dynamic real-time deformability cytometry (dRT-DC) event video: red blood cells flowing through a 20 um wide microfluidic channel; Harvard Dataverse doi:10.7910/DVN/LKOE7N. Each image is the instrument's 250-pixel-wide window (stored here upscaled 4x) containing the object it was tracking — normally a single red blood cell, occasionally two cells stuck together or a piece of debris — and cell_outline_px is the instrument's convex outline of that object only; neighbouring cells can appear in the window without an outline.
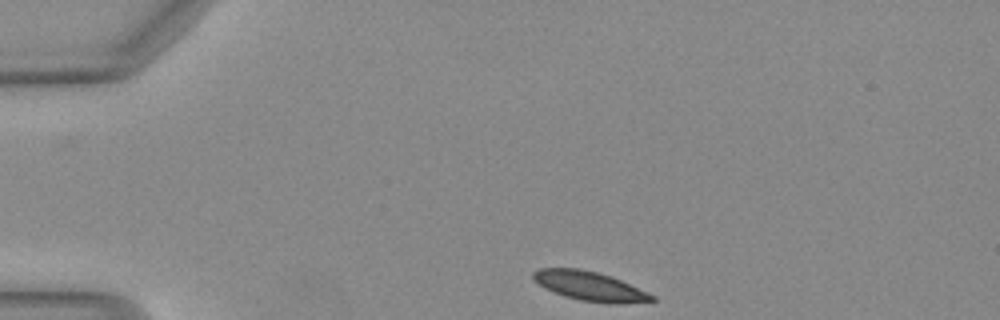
{"species": "Egyptian fruit bat (a non-hibernating species)", "species_latin": "Rousettus aegyptiacus", "temperature_condition": "warm", "stored_images_in_passage": 37, "camera_frame_rate_fps": 3000, "um_per_image_px": 0.085, "animal": {"sex": "female"}, "frame": {"image": 1, "passage_image": 1, "time_ms": 0.0, "image_size_px": [1000, 320], "cell_outline_px": [[656, 300], [624, 304], [608, 304], [580, 300], [564, 296], [552, 292], [544, 288], [532, 280], [532, 272], [540, 268], [580, 268], [596, 272], [620, 280], [648, 292], [656, 296]], "centroid_in_image_um": [50.1, 24.33], "position_along_channel_um": 34.9, "area_um2": 20.4}}
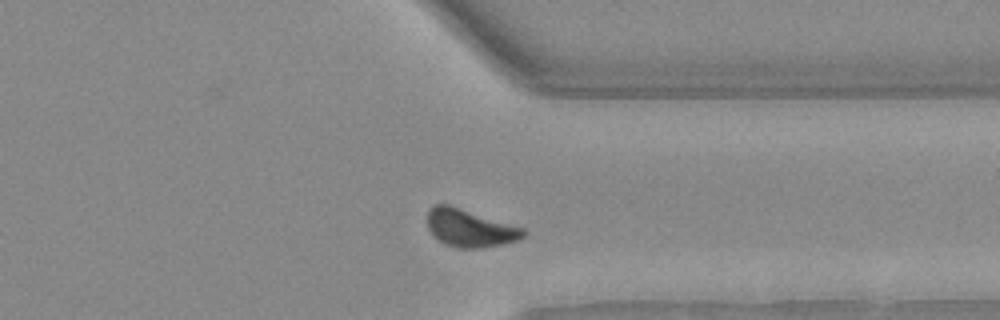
{"frame": {"image": 2, "passage_image": 30, "time_ms": 9.667, "image_size_px": [1000, 320], "cell_outline_px": [[528, 232], [520, 240], [504, 244], [480, 248], [456, 248], [440, 240], [428, 228], [428, 212], [436, 204], [448, 204], [524, 228]], "centroid_in_image_um": [40.0, 19.4], "position_along_channel_um": 371.4, "area_um2": 20.81}}
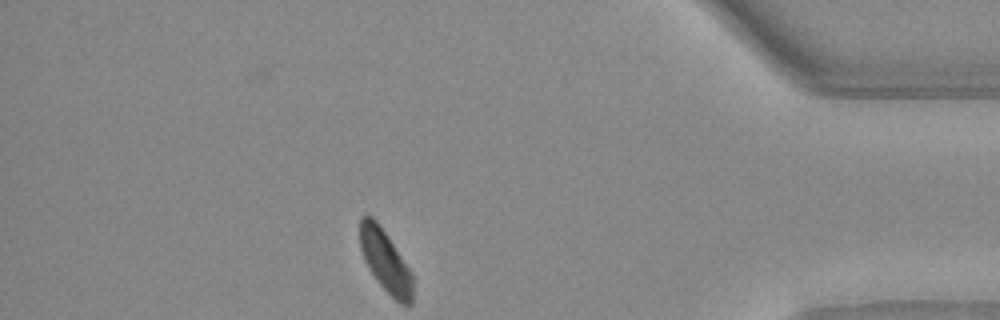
{"frame": {"image": 3, "passage_image": 35, "time_ms": 11.333, "image_size_px": [1000, 320], "cell_outline_px": [[412, 304], [400, 304], [376, 280], [368, 268], [364, 260], [360, 248], [360, 216], [372, 216], [376, 220], [412, 272]], "centroid_in_image_um": [32.74, 22.19], "position_along_channel_um": 402.5, "area_um2": 18.79}, "authors_computed_cell_mechanics": {"area_um2": 20.8658, "velocity_mm_per_s": 4.0448, "shape_relaxation_time_tau1_ms": 5.837, "shape_relaxation_time_tau2_ms": null, "deformation_change_tau1": 0.1668, "deformation_change_tau2": null}}